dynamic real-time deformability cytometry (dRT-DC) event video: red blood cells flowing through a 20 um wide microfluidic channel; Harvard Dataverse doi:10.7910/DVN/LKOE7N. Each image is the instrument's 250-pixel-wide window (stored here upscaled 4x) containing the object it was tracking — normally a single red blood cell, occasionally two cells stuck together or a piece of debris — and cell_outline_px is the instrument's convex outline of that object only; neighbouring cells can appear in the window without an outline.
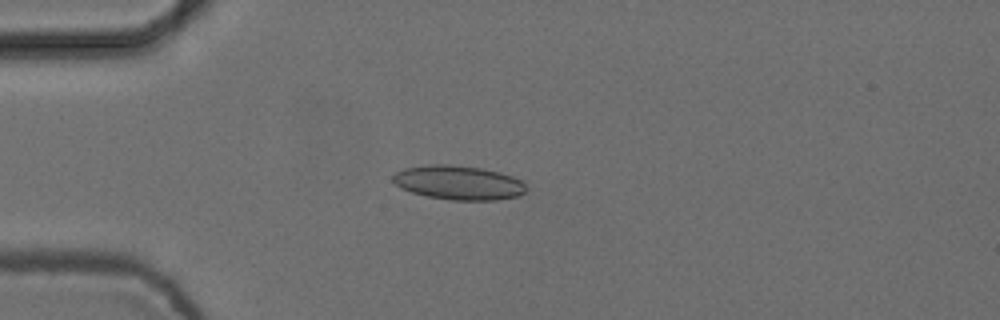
{"species": "common noctule bat (a hibernating species)", "species_latin": "Nyctalus noctula", "temperature_condition": "cold", "stored_images_in_passage": 2, "camera_frame_rate_fps": 3000, "um_per_image_px": 0.085, "animal": {"sex": "female", "body_mass_g": 24.6, "forearm_length_mm": 56.2}, "frame": {"image": 1, "passage_image": 2, "time_ms": 0.333, "image_size_px": [1000, 320], "cell_outline_px": [[524, 192], [516, 196], [496, 200], [452, 200], [428, 196], [412, 192], [400, 188], [392, 180], [392, 176], [396, 172], [404, 168], [428, 164], [444, 164], [480, 168], [500, 172], [512, 176], [520, 180], [524, 184]], "centroid_in_image_um": [38.93, 15.52], "position_along_channel_um": 46.1, "area_um2": 26.3}}